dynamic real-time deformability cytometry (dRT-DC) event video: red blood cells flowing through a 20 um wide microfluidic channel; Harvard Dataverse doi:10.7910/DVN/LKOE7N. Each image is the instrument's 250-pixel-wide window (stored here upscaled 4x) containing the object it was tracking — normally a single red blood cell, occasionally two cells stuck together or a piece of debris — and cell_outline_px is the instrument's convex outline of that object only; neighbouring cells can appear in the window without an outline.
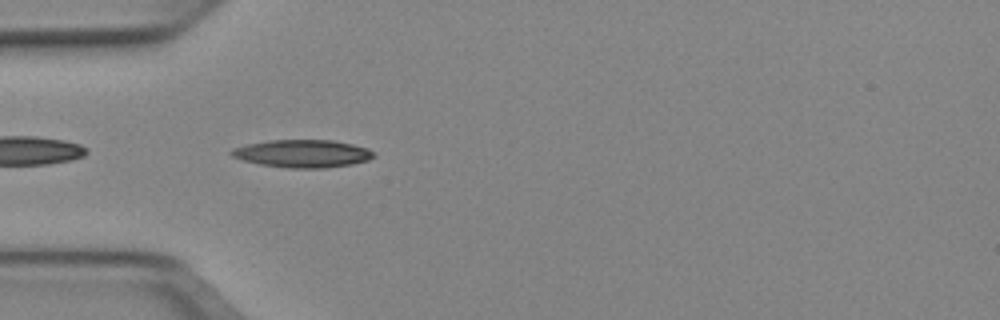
{"species": "Egyptian fruit bat (a non-hibernating species)", "species_latin": "Rousettus aegyptiacus", "temperature_condition": "cold", "stored_images_in_passage": 38, "camera_frame_rate_fps": 3000, "um_per_image_px": 0.085, "animal": {"sex": "female"}, "frame": {"image": 1, "passage_image": 2, "time_ms": 0.333, "image_size_px": [1000, 320], "cell_outline_px": [[376, 156], [368, 160], [352, 164], [324, 168], [288, 168], [260, 164], [244, 160], [232, 156], [228, 152], [232, 148], [248, 144], [272, 140], [332, 140], [352, 144], [368, 148], [376, 152]], "centroid_in_image_um": [25.75, 13.05], "position_along_channel_um": 59.2, "area_um2": 23.0}}
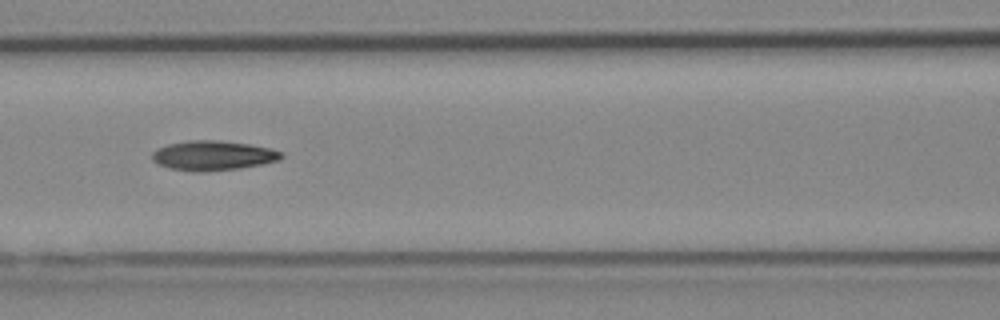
{"frame": {"image": 2, "passage_image": 9, "time_ms": 2.667, "image_size_px": [1000, 320], "cell_outline_px": [[284, 156], [280, 160], [240, 168], [204, 172], [192, 172], [172, 168], [156, 164], [152, 160], [152, 152], [156, 148], [168, 144], [188, 140], [216, 140], [248, 144], [272, 148], [284, 152]], "centroid_in_image_um": [18.1, 13.22], "position_along_channel_um": 148.5, "area_um2": 22.54}}
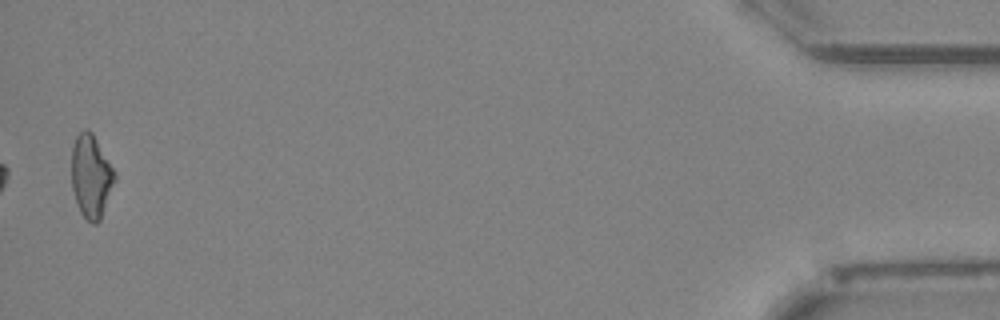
{"frame": {"image": 3, "passage_image": 37, "time_ms": 12.0, "image_size_px": [1000, 320], "cell_outline_px": [[116, 180], [100, 220], [96, 224], [92, 224], [80, 212], [72, 188], [72, 148], [76, 136], [84, 128], [88, 128], [92, 132], [116, 172]], "centroid_in_image_um": [7.76, 14.97], "position_along_channel_um": 427.4, "area_um2": 20.92}, "authors_computed_cell_mechanics": {"area_um2": 21.3282, "velocity_mm_per_s": 3.9562, "shape_relaxation_time_tau1_ms": 6.1761, "shape_relaxation_time_tau2_ms": 5.4848, "deformation_change_tau1": 0.2014, "deformation_change_tau2": 0.1541}}